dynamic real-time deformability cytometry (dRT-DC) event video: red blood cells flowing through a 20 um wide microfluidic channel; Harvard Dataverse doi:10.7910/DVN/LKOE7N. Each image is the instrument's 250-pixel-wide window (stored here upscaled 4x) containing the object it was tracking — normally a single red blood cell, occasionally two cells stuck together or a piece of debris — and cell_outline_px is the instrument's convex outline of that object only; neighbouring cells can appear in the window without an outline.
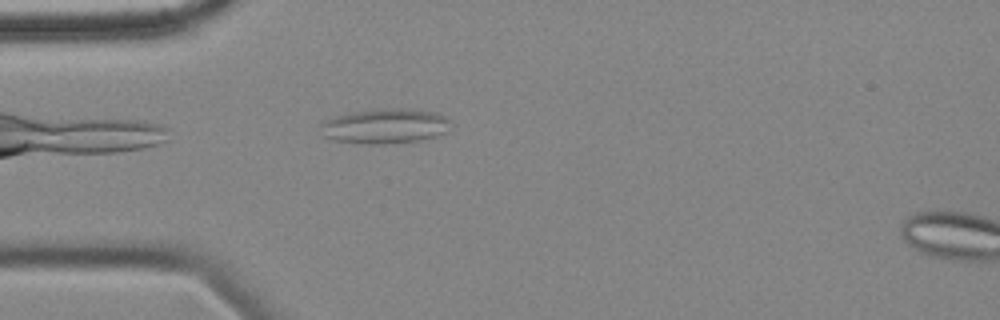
{"species": "common noctule bat (a hibernating species)", "species_latin": "Nyctalus noctula", "temperature_condition": "cold", "stored_images_in_passage": 2, "camera_frame_rate_fps": 3000, "um_per_image_px": 0.085, "animal": {"sex": "female", "body_mass_g": 18.4}, "frame": {"image": 1, "passage_image": 1, "time_ms": 0.0, "image_size_px": [1000, 320], "cell_outline_px": [[448, 120], [444, 132], [436, 136], [416, 140], [392, 144], [368, 144], [336, 140], [324, 136], [320, 124], [324, 120], [336, 116], [352, 112], [376, 108], [404, 108], [432, 112], [444, 116]], "centroid_in_image_um": [32.66, 10.71], "position_along_channel_um": 52.3, "area_um2": 26.07}}